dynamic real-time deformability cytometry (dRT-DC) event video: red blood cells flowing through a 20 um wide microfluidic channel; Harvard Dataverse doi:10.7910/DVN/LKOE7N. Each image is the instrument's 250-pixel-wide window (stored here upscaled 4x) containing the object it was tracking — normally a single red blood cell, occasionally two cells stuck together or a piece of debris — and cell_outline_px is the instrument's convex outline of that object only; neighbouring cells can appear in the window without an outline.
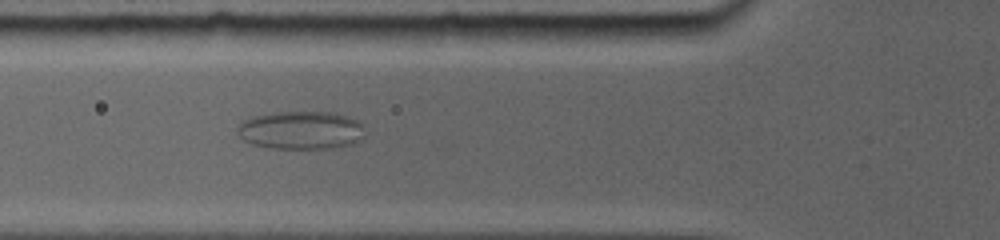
{"species": "common noctule bat (a hibernating species)", "species_latin": "Nyctalus noctula", "temperature_condition": "room temperature", "stored_images_in_passage": 8, "camera_frame_rate_fps": 5000, "um_per_image_px": 0.085, "animal": {"sex": "female", "body_mass_g": 19.0, "forearm_length_mm": 56.7}, "frame": {"image": 1, "passage_image": 6, "time_ms": 5.2, "image_size_px": [1000, 240], "cell_outline_px": [[360, 124], [352, 140], [344, 144], [320, 148], [276, 148], [256, 144], [244, 140], [240, 132], [240, 124], [244, 120], [252, 116], [280, 112], [332, 112], [356, 120]], "centroid_in_image_um": [25.42, 11.03], "position_along_channel_um": 100.4, "area_um2": 26.41}}
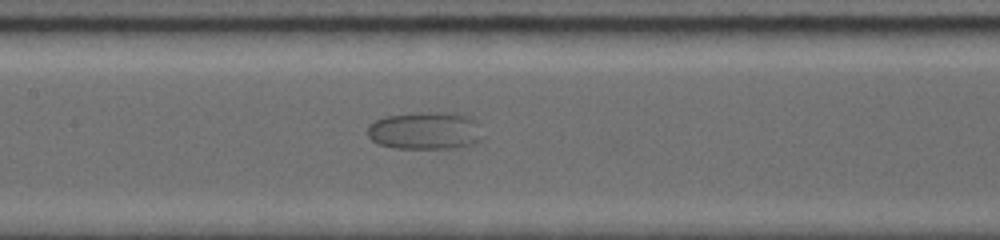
{"frame": {"image": 2, "passage_image": 8, "time_ms": 7.2, "image_size_px": [1000, 240], "cell_outline_px": [[472, 120], [460, 144], [440, 148], [396, 148], [380, 144], [372, 140], [368, 136], [368, 128], [376, 120], [384, 116], [436, 112], [468, 116]], "centroid_in_image_um": [35.69, 11.08], "position_along_channel_um": 171.7, "area_um2": 22.08}}